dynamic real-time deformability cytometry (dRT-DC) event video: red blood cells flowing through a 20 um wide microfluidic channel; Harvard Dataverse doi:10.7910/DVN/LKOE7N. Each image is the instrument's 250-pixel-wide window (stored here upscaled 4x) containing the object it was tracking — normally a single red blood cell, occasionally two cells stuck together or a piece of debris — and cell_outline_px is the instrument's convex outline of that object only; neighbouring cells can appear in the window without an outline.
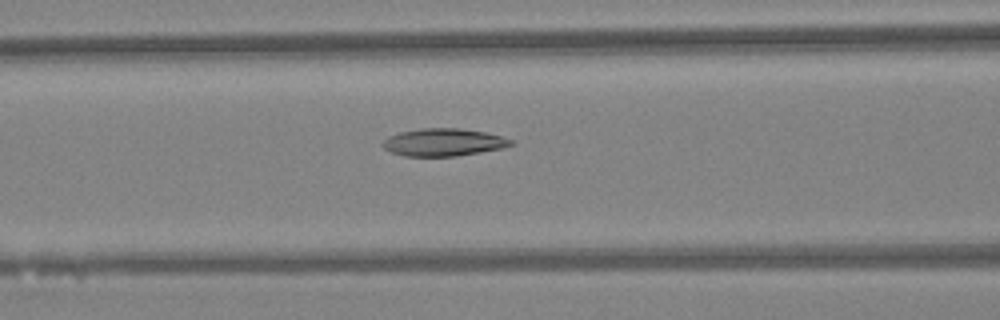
{"species": "Egyptian fruit bat (a non-hibernating species)", "species_latin": "Rousettus aegyptiacus", "temperature_condition": "warm", "stored_images_in_passage": 29, "camera_frame_rate_fps": 3000, "um_per_image_px": 0.085, "animal": {"sex": "female"}, "frame": {"image": 1, "passage_image": 12, "time_ms": 3.667, "image_size_px": [1000, 320], "cell_outline_px": [[516, 144], [504, 148], [456, 156], [404, 156], [392, 152], [384, 148], [380, 144], [388, 136], [400, 132], [420, 128], [460, 128], [484, 132], [516, 140]], "centroid_in_image_um": [37.73, 12.09], "position_along_channel_um": 128.9, "area_um2": 20.75}}
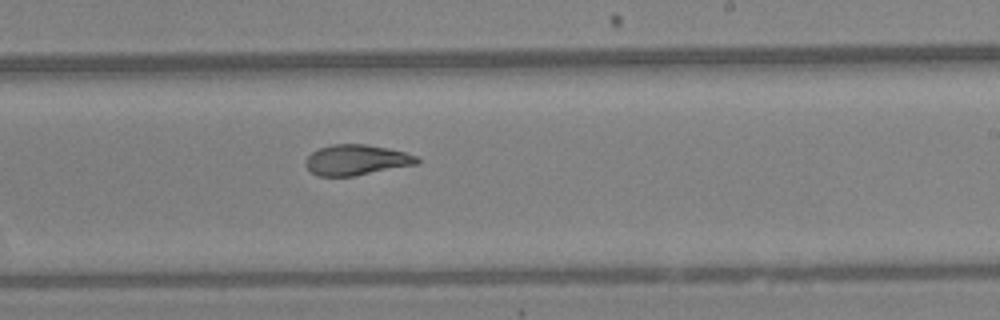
{"frame": {"image": 2, "passage_image": 21, "time_ms": 6.667, "image_size_px": [1000, 320], "cell_outline_px": [[420, 160], [416, 164], [352, 176], [320, 176], [312, 172], [304, 164], [304, 160], [312, 152], [320, 148], [332, 144], [368, 144], [388, 148], [404, 152], [416, 156]], "centroid_in_image_um": [30.26, 13.58], "position_along_channel_um": 258.7, "area_um2": 19.59}}
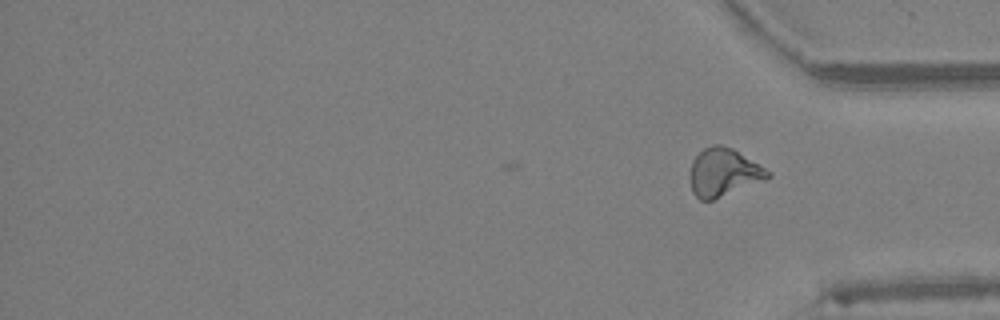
{"frame": {"image": 3, "passage_image": 29, "time_ms": 9.333, "image_size_px": [1000, 320], "cell_outline_px": [[772, 176], [764, 180], [712, 200], [700, 200], [692, 192], [688, 176], [692, 160], [704, 148], [712, 144], [720, 144], [732, 148], [760, 164], [772, 172]], "centroid_in_image_um": [61.48, 14.64], "position_along_channel_um": 373.7, "area_um2": 21.91}, "authors_computed_cell_mechanics": {"area_um2": 20.4034, "velocity_mm_per_s": 4.3622, "shape_relaxation_time_tau1_ms": 6.3081, "shape_relaxation_time_tau2_ms": 2.0643, "deformation_change_tau1": 0.2225, "deformation_change_tau2": 0.0953}}